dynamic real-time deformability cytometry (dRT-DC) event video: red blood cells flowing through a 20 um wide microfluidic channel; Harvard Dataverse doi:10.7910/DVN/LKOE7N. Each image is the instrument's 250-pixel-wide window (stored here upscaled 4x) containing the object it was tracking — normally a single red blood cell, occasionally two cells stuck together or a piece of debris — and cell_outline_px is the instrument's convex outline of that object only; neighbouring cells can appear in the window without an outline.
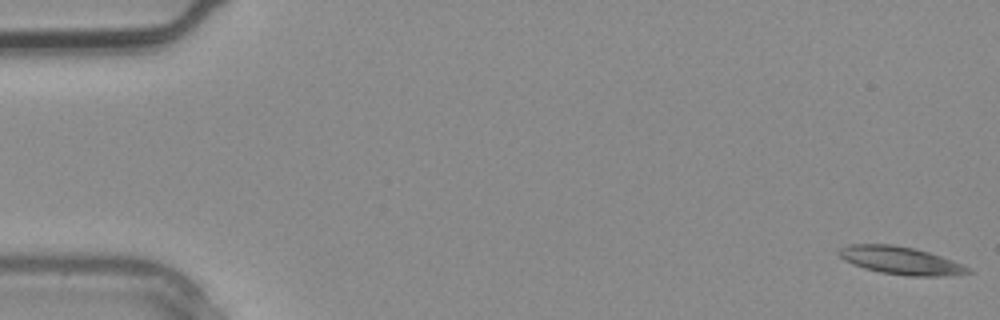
{"species": "common noctule bat (a hibernating species)", "species_latin": "Nyctalus noctula", "temperature_condition": "warm", "stored_images_in_passage": 3, "camera_frame_rate_fps": 3000, "um_per_image_px": 0.085, "animal": {"sex": "male", "body_mass_g": 20.4}, "frame": {"image": 1, "passage_image": 1, "time_ms": 0.0, "image_size_px": [1000, 320], "cell_outline_px": [[976, 272], [948, 276], [908, 276], [880, 272], [864, 268], [852, 264], [844, 260], [836, 252], [840, 248], [848, 244], [892, 244], [916, 248], [964, 264], [972, 268]], "centroid_in_image_um": [76.6, 22.14], "position_along_channel_um": 8.4, "area_um2": 21.21}}
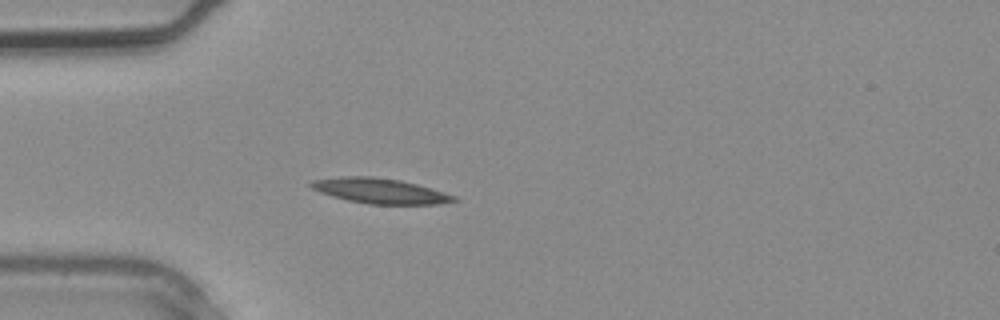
{"frame": {"image": 2, "passage_image": 3, "time_ms": 0.667, "image_size_px": [1000, 320], "cell_outline_px": [[460, 200], [440, 204], [368, 204], [348, 200], [332, 196], [320, 192], [312, 188], [308, 184], [312, 180], [344, 176], [372, 176], [400, 180], [416, 184], [456, 196]], "centroid_in_image_um": [32.3, 16.22], "position_along_channel_um": 52.7, "area_um2": 20.87}}